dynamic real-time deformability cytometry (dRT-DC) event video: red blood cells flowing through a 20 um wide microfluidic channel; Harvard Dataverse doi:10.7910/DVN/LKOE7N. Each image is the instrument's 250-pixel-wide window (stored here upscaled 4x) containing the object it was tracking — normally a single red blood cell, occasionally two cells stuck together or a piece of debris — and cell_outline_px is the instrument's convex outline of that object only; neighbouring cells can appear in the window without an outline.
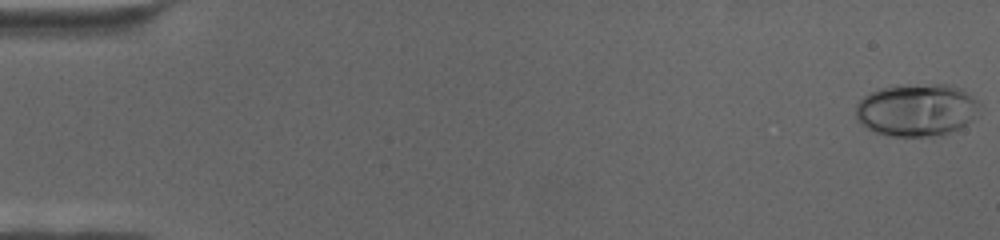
{"species": "human", "species_latin": "Homo sapiens", "temperature_condition": "cold", "stored_images_in_passage": 20, "camera_frame_rate_fps": 3000, "um_per_image_px": 0.085, "donor": {"sex": "female"}, "frame": {"image": 1, "passage_image": 1, "time_ms": 0.0, "image_size_px": [1000, 240], "cell_outline_px": [[980, 104], [972, 116], [964, 124], [944, 136], [888, 136], [872, 132], [856, 120], [856, 104], [864, 96], [880, 88], [896, 84], [948, 84], [964, 92], [976, 100]], "centroid_in_image_um": [77.82, 9.35], "position_along_channel_um": 7.2, "area_um2": 37.8}}
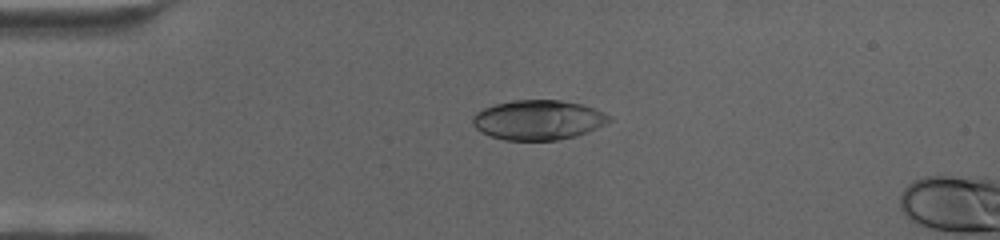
{"frame": {"image": 2, "passage_image": 17, "time_ms": 5.333, "image_size_px": [1000, 240], "cell_outline_px": [[612, 120], [596, 128], [576, 136], [556, 140], [504, 140], [492, 136], [476, 128], [472, 124], [472, 116], [476, 112], [484, 108], [496, 104], [516, 100], [560, 100], [580, 104], [592, 108], [612, 116]], "centroid_in_image_um": [45.74, 10.19], "position_along_channel_um": 39.3, "area_um2": 31.33}}